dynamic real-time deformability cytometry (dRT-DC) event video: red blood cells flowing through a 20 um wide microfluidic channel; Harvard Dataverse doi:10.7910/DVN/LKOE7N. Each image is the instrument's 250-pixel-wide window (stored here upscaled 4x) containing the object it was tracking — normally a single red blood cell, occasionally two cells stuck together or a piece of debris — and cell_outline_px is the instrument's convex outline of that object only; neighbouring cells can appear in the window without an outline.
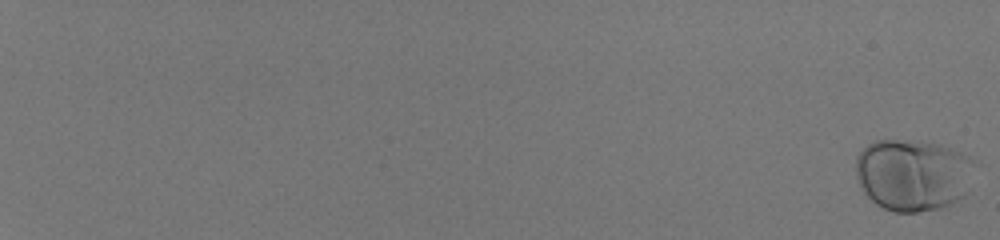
{"species": "human", "species_latin": "Homo sapiens", "temperature_condition": "room temperature", "stored_images_in_passage": 52, "camera_frame_rate_fps": 3000, "um_per_image_px": 0.085, "donor": {"sex": "male"}, "frame": {"image": 1, "passage_image": 1, "time_ms": 0.0, "image_size_px": [1000, 240], "cell_outline_px": [[980, 164], [964, 196], [948, 204], [936, 208], [916, 212], [896, 212], [884, 208], [876, 204], [864, 192], [856, 176], [856, 156], [868, 144], [876, 140], [908, 140], [940, 144], [952, 148], [972, 156], [980, 160]], "centroid_in_image_um": [77.68, 14.82], "position_along_channel_um": 7.3, "area_um2": 50.52}}
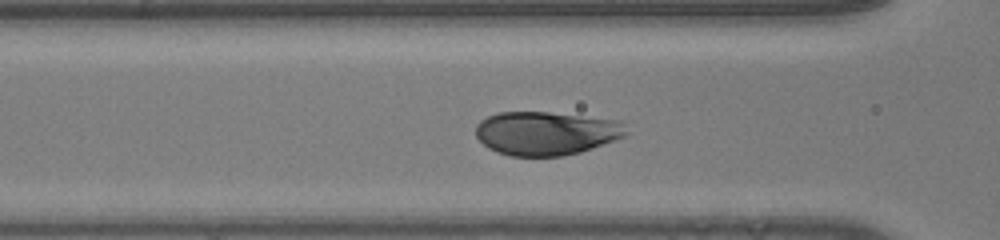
{"frame": {"image": 2, "passage_image": 31, "time_ms": 10.0, "image_size_px": [1000, 240], "cell_outline_px": [[628, 132], [624, 136], [580, 152], [564, 156], [508, 156], [496, 152], [488, 148], [476, 136], [476, 124], [480, 120], [496, 112], [548, 112], [620, 120]], "centroid_in_image_um": [46.38, 11.32], "position_along_channel_um": 120.2, "area_um2": 38.26}}
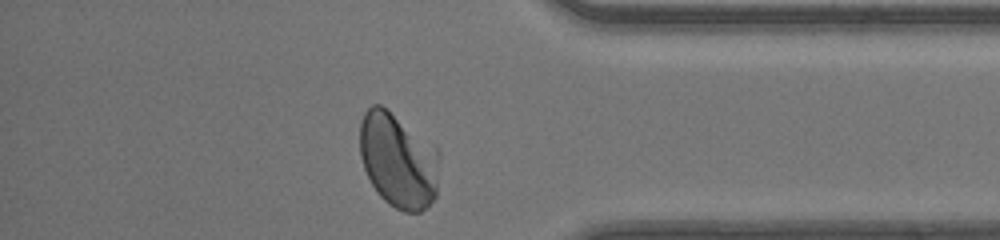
{"frame": {"image": 3, "passage_image": 52, "time_ms": 17.0, "image_size_px": [1000, 240], "cell_outline_px": [[436, 196], [420, 212], [404, 212], [388, 204], [380, 196], [372, 184], [364, 168], [360, 156], [360, 120], [364, 112], [372, 104], [380, 104], [396, 120], [436, 180]], "centroid_in_image_um": [33.5, 13.81], "position_along_channel_um": 401.7, "area_um2": 37.63}, "authors_computed_cell_mechanics": {"area_um2": 41.1825, "velocity_mm_per_s": 4.1268, "shape_relaxation_time_tau1_ms": 1.9764, "shape_relaxation_time_tau2_ms": null, "deformation_change_tau1": 0.1204, "deformation_change_tau2": null}}